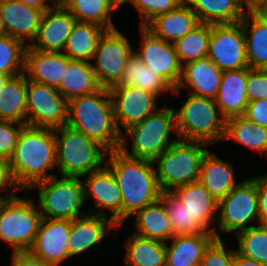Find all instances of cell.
<instances>
[{"instance_id":"obj_53","label":"cell","mask_w":267,"mask_h":266,"mask_svg":"<svg viewBox=\"0 0 267 266\" xmlns=\"http://www.w3.org/2000/svg\"><path fill=\"white\" fill-rule=\"evenodd\" d=\"M260 16L267 21V0L263 1L256 9H254Z\"/></svg>"},{"instance_id":"obj_8","label":"cell","mask_w":267,"mask_h":266,"mask_svg":"<svg viewBox=\"0 0 267 266\" xmlns=\"http://www.w3.org/2000/svg\"><path fill=\"white\" fill-rule=\"evenodd\" d=\"M39 189L38 202L42 218L74 220L88 214L81 211L85 203L84 184L80 177H51L33 185Z\"/></svg>"},{"instance_id":"obj_45","label":"cell","mask_w":267,"mask_h":266,"mask_svg":"<svg viewBox=\"0 0 267 266\" xmlns=\"http://www.w3.org/2000/svg\"><path fill=\"white\" fill-rule=\"evenodd\" d=\"M248 101L267 99V70L247 67Z\"/></svg>"},{"instance_id":"obj_41","label":"cell","mask_w":267,"mask_h":266,"mask_svg":"<svg viewBox=\"0 0 267 266\" xmlns=\"http://www.w3.org/2000/svg\"><path fill=\"white\" fill-rule=\"evenodd\" d=\"M27 45L9 35L0 38V74L15 76L24 71ZM22 70H19V69Z\"/></svg>"},{"instance_id":"obj_19","label":"cell","mask_w":267,"mask_h":266,"mask_svg":"<svg viewBox=\"0 0 267 266\" xmlns=\"http://www.w3.org/2000/svg\"><path fill=\"white\" fill-rule=\"evenodd\" d=\"M222 73L208 57L188 62L182 66L180 82L172 94L179 95L182 87H189L192 95L215 99L220 89Z\"/></svg>"},{"instance_id":"obj_7","label":"cell","mask_w":267,"mask_h":266,"mask_svg":"<svg viewBox=\"0 0 267 266\" xmlns=\"http://www.w3.org/2000/svg\"><path fill=\"white\" fill-rule=\"evenodd\" d=\"M175 114L180 140L202 141L209 145L223 140L226 118L221 115L215 99L189 94Z\"/></svg>"},{"instance_id":"obj_46","label":"cell","mask_w":267,"mask_h":266,"mask_svg":"<svg viewBox=\"0 0 267 266\" xmlns=\"http://www.w3.org/2000/svg\"><path fill=\"white\" fill-rule=\"evenodd\" d=\"M243 116L267 128V99L250 101Z\"/></svg>"},{"instance_id":"obj_30","label":"cell","mask_w":267,"mask_h":266,"mask_svg":"<svg viewBox=\"0 0 267 266\" xmlns=\"http://www.w3.org/2000/svg\"><path fill=\"white\" fill-rule=\"evenodd\" d=\"M197 15L199 22L231 24L240 22L246 10L242 0H185Z\"/></svg>"},{"instance_id":"obj_27","label":"cell","mask_w":267,"mask_h":266,"mask_svg":"<svg viewBox=\"0 0 267 266\" xmlns=\"http://www.w3.org/2000/svg\"><path fill=\"white\" fill-rule=\"evenodd\" d=\"M233 167L210 151L203 158L199 181L217 202L241 183H237Z\"/></svg>"},{"instance_id":"obj_56","label":"cell","mask_w":267,"mask_h":266,"mask_svg":"<svg viewBox=\"0 0 267 266\" xmlns=\"http://www.w3.org/2000/svg\"><path fill=\"white\" fill-rule=\"evenodd\" d=\"M9 199L8 194L4 197H2V195L0 196V210L2 208V206L4 205V203L6 202V200Z\"/></svg>"},{"instance_id":"obj_43","label":"cell","mask_w":267,"mask_h":266,"mask_svg":"<svg viewBox=\"0 0 267 266\" xmlns=\"http://www.w3.org/2000/svg\"><path fill=\"white\" fill-rule=\"evenodd\" d=\"M25 125L0 120V159L9 161L12 158L20 132Z\"/></svg>"},{"instance_id":"obj_17","label":"cell","mask_w":267,"mask_h":266,"mask_svg":"<svg viewBox=\"0 0 267 266\" xmlns=\"http://www.w3.org/2000/svg\"><path fill=\"white\" fill-rule=\"evenodd\" d=\"M70 221L42 218L29 252L53 266L69 258Z\"/></svg>"},{"instance_id":"obj_18","label":"cell","mask_w":267,"mask_h":266,"mask_svg":"<svg viewBox=\"0 0 267 266\" xmlns=\"http://www.w3.org/2000/svg\"><path fill=\"white\" fill-rule=\"evenodd\" d=\"M76 18L61 3H56L42 15L39 31L29 46L43 52H62Z\"/></svg>"},{"instance_id":"obj_23","label":"cell","mask_w":267,"mask_h":266,"mask_svg":"<svg viewBox=\"0 0 267 266\" xmlns=\"http://www.w3.org/2000/svg\"><path fill=\"white\" fill-rule=\"evenodd\" d=\"M221 115L226 119L244 115L249 103L247 96V68L222 73L220 89L215 98Z\"/></svg>"},{"instance_id":"obj_28","label":"cell","mask_w":267,"mask_h":266,"mask_svg":"<svg viewBox=\"0 0 267 266\" xmlns=\"http://www.w3.org/2000/svg\"><path fill=\"white\" fill-rule=\"evenodd\" d=\"M240 22L245 33L249 68L267 70V21L255 10H247Z\"/></svg>"},{"instance_id":"obj_44","label":"cell","mask_w":267,"mask_h":266,"mask_svg":"<svg viewBox=\"0 0 267 266\" xmlns=\"http://www.w3.org/2000/svg\"><path fill=\"white\" fill-rule=\"evenodd\" d=\"M235 249L227 250L221 239H215L206 249L200 266H234Z\"/></svg>"},{"instance_id":"obj_4","label":"cell","mask_w":267,"mask_h":266,"mask_svg":"<svg viewBox=\"0 0 267 266\" xmlns=\"http://www.w3.org/2000/svg\"><path fill=\"white\" fill-rule=\"evenodd\" d=\"M158 108L141 122L128 127L121 133L120 150L133 158L154 161L167 148L179 140L176 127V114L173 107ZM173 132L177 140L170 141L169 133ZM127 135V136H126ZM133 140L131 152L128 139Z\"/></svg>"},{"instance_id":"obj_12","label":"cell","mask_w":267,"mask_h":266,"mask_svg":"<svg viewBox=\"0 0 267 266\" xmlns=\"http://www.w3.org/2000/svg\"><path fill=\"white\" fill-rule=\"evenodd\" d=\"M67 119L68 101L59 90L27 79V125L56 129Z\"/></svg>"},{"instance_id":"obj_20","label":"cell","mask_w":267,"mask_h":266,"mask_svg":"<svg viewBox=\"0 0 267 266\" xmlns=\"http://www.w3.org/2000/svg\"><path fill=\"white\" fill-rule=\"evenodd\" d=\"M70 60L63 52H43L27 46L24 73L29 80L58 89Z\"/></svg>"},{"instance_id":"obj_50","label":"cell","mask_w":267,"mask_h":266,"mask_svg":"<svg viewBox=\"0 0 267 266\" xmlns=\"http://www.w3.org/2000/svg\"><path fill=\"white\" fill-rule=\"evenodd\" d=\"M16 1L21 2L29 7L42 10L43 12L52 8L57 3L55 0H16ZM46 1H50L52 3L51 6L47 4Z\"/></svg>"},{"instance_id":"obj_42","label":"cell","mask_w":267,"mask_h":266,"mask_svg":"<svg viewBox=\"0 0 267 266\" xmlns=\"http://www.w3.org/2000/svg\"><path fill=\"white\" fill-rule=\"evenodd\" d=\"M185 0H125L123 4L131 3L136 7L142 21L140 27H145L156 16L177 8Z\"/></svg>"},{"instance_id":"obj_5","label":"cell","mask_w":267,"mask_h":266,"mask_svg":"<svg viewBox=\"0 0 267 266\" xmlns=\"http://www.w3.org/2000/svg\"><path fill=\"white\" fill-rule=\"evenodd\" d=\"M56 166L64 177H84L103 166L108 150L68 125L54 129ZM105 157V158H104Z\"/></svg>"},{"instance_id":"obj_29","label":"cell","mask_w":267,"mask_h":266,"mask_svg":"<svg viewBox=\"0 0 267 266\" xmlns=\"http://www.w3.org/2000/svg\"><path fill=\"white\" fill-rule=\"evenodd\" d=\"M0 120L27 125V77L11 76L0 90Z\"/></svg>"},{"instance_id":"obj_35","label":"cell","mask_w":267,"mask_h":266,"mask_svg":"<svg viewBox=\"0 0 267 266\" xmlns=\"http://www.w3.org/2000/svg\"><path fill=\"white\" fill-rule=\"evenodd\" d=\"M80 22H91L110 30L116 28L112 14L121 6L117 0H63L61 2Z\"/></svg>"},{"instance_id":"obj_10","label":"cell","mask_w":267,"mask_h":266,"mask_svg":"<svg viewBox=\"0 0 267 266\" xmlns=\"http://www.w3.org/2000/svg\"><path fill=\"white\" fill-rule=\"evenodd\" d=\"M219 216L217 224L220 233H238L259 225L258 193L256 177H250L234 187L218 202Z\"/></svg>"},{"instance_id":"obj_14","label":"cell","mask_w":267,"mask_h":266,"mask_svg":"<svg viewBox=\"0 0 267 266\" xmlns=\"http://www.w3.org/2000/svg\"><path fill=\"white\" fill-rule=\"evenodd\" d=\"M86 176L85 180H82L85 200L92 198L94 207L97 208L95 211L89 209V213L107 216L104 209H108L112 212L110 218L120 228L123 224V199L114 174L106 165Z\"/></svg>"},{"instance_id":"obj_3","label":"cell","mask_w":267,"mask_h":266,"mask_svg":"<svg viewBox=\"0 0 267 266\" xmlns=\"http://www.w3.org/2000/svg\"><path fill=\"white\" fill-rule=\"evenodd\" d=\"M67 125L99 142L108 151L117 150L121 144L109 89L72 98L68 101Z\"/></svg>"},{"instance_id":"obj_32","label":"cell","mask_w":267,"mask_h":266,"mask_svg":"<svg viewBox=\"0 0 267 266\" xmlns=\"http://www.w3.org/2000/svg\"><path fill=\"white\" fill-rule=\"evenodd\" d=\"M135 235L166 243L174 236L164 203L158 201L145 206L135 214Z\"/></svg>"},{"instance_id":"obj_25","label":"cell","mask_w":267,"mask_h":266,"mask_svg":"<svg viewBox=\"0 0 267 266\" xmlns=\"http://www.w3.org/2000/svg\"><path fill=\"white\" fill-rule=\"evenodd\" d=\"M166 243V266H200L206 249L216 239L214 232L174 235Z\"/></svg>"},{"instance_id":"obj_22","label":"cell","mask_w":267,"mask_h":266,"mask_svg":"<svg viewBox=\"0 0 267 266\" xmlns=\"http://www.w3.org/2000/svg\"><path fill=\"white\" fill-rule=\"evenodd\" d=\"M118 225L108 216L86 214L70 221V235L68 241L69 257L89 250L101 242L110 228Z\"/></svg>"},{"instance_id":"obj_36","label":"cell","mask_w":267,"mask_h":266,"mask_svg":"<svg viewBox=\"0 0 267 266\" xmlns=\"http://www.w3.org/2000/svg\"><path fill=\"white\" fill-rule=\"evenodd\" d=\"M125 264L128 266H166V243L143 238L134 233L125 244Z\"/></svg>"},{"instance_id":"obj_34","label":"cell","mask_w":267,"mask_h":266,"mask_svg":"<svg viewBox=\"0 0 267 266\" xmlns=\"http://www.w3.org/2000/svg\"><path fill=\"white\" fill-rule=\"evenodd\" d=\"M106 30L95 23L76 21L63 53L71 60H93L99 39Z\"/></svg>"},{"instance_id":"obj_21","label":"cell","mask_w":267,"mask_h":266,"mask_svg":"<svg viewBox=\"0 0 267 266\" xmlns=\"http://www.w3.org/2000/svg\"><path fill=\"white\" fill-rule=\"evenodd\" d=\"M43 11L29 7L16 0L0 1V17L7 35L21 40L27 46L37 37ZM26 38L31 43L26 41Z\"/></svg>"},{"instance_id":"obj_31","label":"cell","mask_w":267,"mask_h":266,"mask_svg":"<svg viewBox=\"0 0 267 266\" xmlns=\"http://www.w3.org/2000/svg\"><path fill=\"white\" fill-rule=\"evenodd\" d=\"M100 88L90 61L70 60L58 90L69 101L78 96L94 93Z\"/></svg>"},{"instance_id":"obj_9","label":"cell","mask_w":267,"mask_h":266,"mask_svg":"<svg viewBox=\"0 0 267 266\" xmlns=\"http://www.w3.org/2000/svg\"><path fill=\"white\" fill-rule=\"evenodd\" d=\"M33 199L15 196L0 210V240L11 245L13 252L29 251L34 243L42 215Z\"/></svg>"},{"instance_id":"obj_52","label":"cell","mask_w":267,"mask_h":266,"mask_svg":"<svg viewBox=\"0 0 267 266\" xmlns=\"http://www.w3.org/2000/svg\"><path fill=\"white\" fill-rule=\"evenodd\" d=\"M263 1L265 0H242L244 6L247 7L248 10L256 9Z\"/></svg>"},{"instance_id":"obj_2","label":"cell","mask_w":267,"mask_h":266,"mask_svg":"<svg viewBox=\"0 0 267 266\" xmlns=\"http://www.w3.org/2000/svg\"><path fill=\"white\" fill-rule=\"evenodd\" d=\"M105 164L114 174L123 199V223L145 206L158 201L160 189L154 162L133 158L120 149L109 151Z\"/></svg>"},{"instance_id":"obj_54","label":"cell","mask_w":267,"mask_h":266,"mask_svg":"<svg viewBox=\"0 0 267 266\" xmlns=\"http://www.w3.org/2000/svg\"><path fill=\"white\" fill-rule=\"evenodd\" d=\"M10 77V75L0 74V90L4 87Z\"/></svg>"},{"instance_id":"obj_26","label":"cell","mask_w":267,"mask_h":266,"mask_svg":"<svg viewBox=\"0 0 267 266\" xmlns=\"http://www.w3.org/2000/svg\"><path fill=\"white\" fill-rule=\"evenodd\" d=\"M172 193L192 213L194 219H198L210 232H214L217 239H221L216 227L211 228L215 217L217 221L218 202L200 181L178 187Z\"/></svg>"},{"instance_id":"obj_13","label":"cell","mask_w":267,"mask_h":266,"mask_svg":"<svg viewBox=\"0 0 267 266\" xmlns=\"http://www.w3.org/2000/svg\"><path fill=\"white\" fill-rule=\"evenodd\" d=\"M208 58L221 71L249 67L246 59L245 33L241 22L211 24Z\"/></svg>"},{"instance_id":"obj_59","label":"cell","mask_w":267,"mask_h":266,"mask_svg":"<svg viewBox=\"0 0 267 266\" xmlns=\"http://www.w3.org/2000/svg\"><path fill=\"white\" fill-rule=\"evenodd\" d=\"M57 3H61L63 0H55Z\"/></svg>"},{"instance_id":"obj_37","label":"cell","mask_w":267,"mask_h":266,"mask_svg":"<svg viewBox=\"0 0 267 266\" xmlns=\"http://www.w3.org/2000/svg\"><path fill=\"white\" fill-rule=\"evenodd\" d=\"M233 140L256 150L267 158V128L248 120L243 115L226 119L223 140Z\"/></svg>"},{"instance_id":"obj_39","label":"cell","mask_w":267,"mask_h":266,"mask_svg":"<svg viewBox=\"0 0 267 266\" xmlns=\"http://www.w3.org/2000/svg\"><path fill=\"white\" fill-rule=\"evenodd\" d=\"M211 24L200 22L174 43L180 64L208 57Z\"/></svg>"},{"instance_id":"obj_33","label":"cell","mask_w":267,"mask_h":266,"mask_svg":"<svg viewBox=\"0 0 267 266\" xmlns=\"http://www.w3.org/2000/svg\"><path fill=\"white\" fill-rule=\"evenodd\" d=\"M133 86L152 92L158 97L173 91V88L158 74L154 73L133 51L127 60V65L122 73L120 81L113 87Z\"/></svg>"},{"instance_id":"obj_11","label":"cell","mask_w":267,"mask_h":266,"mask_svg":"<svg viewBox=\"0 0 267 266\" xmlns=\"http://www.w3.org/2000/svg\"><path fill=\"white\" fill-rule=\"evenodd\" d=\"M133 51L130 40L117 28L106 30L102 34L93 56L96 62L92 64L102 88L110 89L120 81Z\"/></svg>"},{"instance_id":"obj_48","label":"cell","mask_w":267,"mask_h":266,"mask_svg":"<svg viewBox=\"0 0 267 266\" xmlns=\"http://www.w3.org/2000/svg\"><path fill=\"white\" fill-rule=\"evenodd\" d=\"M259 222L267 220V174L256 177Z\"/></svg>"},{"instance_id":"obj_49","label":"cell","mask_w":267,"mask_h":266,"mask_svg":"<svg viewBox=\"0 0 267 266\" xmlns=\"http://www.w3.org/2000/svg\"><path fill=\"white\" fill-rule=\"evenodd\" d=\"M12 266H53L45 263L29 251L13 252Z\"/></svg>"},{"instance_id":"obj_15","label":"cell","mask_w":267,"mask_h":266,"mask_svg":"<svg viewBox=\"0 0 267 266\" xmlns=\"http://www.w3.org/2000/svg\"><path fill=\"white\" fill-rule=\"evenodd\" d=\"M140 31L143 42L135 53L148 68L175 89L181 79L182 65L174 44L154 36L145 27H140Z\"/></svg>"},{"instance_id":"obj_55","label":"cell","mask_w":267,"mask_h":266,"mask_svg":"<svg viewBox=\"0 0 267 266\" xmlns=\"http://www.w3.org/2000/svg\"><path fill=\"white\" fill-rule=\"evenodd\" d=\"M4 36H7V30L5 28L3 20L0 17V38Z\"/></svg>"},{"instance_id":"obj_47","label":"cell","mask_w":267,"mask_h":266,"mask_svg":"<svg viewBox=\"0 0 267 266\" xmlns=\"http://www.w3.org/2000/svg\"><path fill=\"white\" fill-rule=\"evenodd\" d=\"M12 188V190H11ZM11 190V192L9 191ZM6 192L9 193V198H13L16 195L13 193H16L17 191H21L20 188L15 183V180L13 178L9 161L0 159V192Z\"/></svg>"},{"instance_id":"obj_51","label":"cell","mask_w":267,"mask_h":266,"mask_svg":"<svg viewBox=\"0 0 267 266\" xmlns=\"http://www.w3.org/2000/svg\"><path fill=\"white\" fill-rule=\"evenodd\" d=\"M234 266H265V265L260 264L259 262L255 261L251 258L245 257L235 250Z\"/></svg>"},{"instance_id":"obj_58","label":"cell","mask_w":267,"mask_h":266,"mask_svg":"<svg viewBox=\"0 0 267 266\" xmlns=\"http://www.w3.org/2000/svg\"><path fill=\"white\" fill-rule=\"evenodd\" d=\"M120 4H122L125 0H117Z\"/></svg>"},{"instance_id":"obj_40","label":"cell","mask_w":267,"mask_h":266,"mask_svg":"<svg viewBox=\"0 0 267 266\" xmlns=\"http://www.w3.org/2000/svg\"><path fill=\"white\" fill-rule=\"evenodd\" d=\"M236 237L238 253L267 266V233L260 225L241 230Z\"/></svg>"},{"instance_id":"obj_38","label":"cell","mask_w":267,"mask_h":266,"mask_svg":"<svg viewBox=\"0 0 267 266\" xmlns=\"http://www.w3.org/2000/svg\"><path fill=\"white\" fill-rule=\"evenodd\" d=\"M160 200L164 203L174 235H193L210 232L172 193H162Z\"/></svg>"},{"instance_id":"obj_24","label":"cell","mask_w":267,"mask_h":266,"mask_svg":"<svg viewBox=\"0 0 267 266\" xmlns=\"http://www.w3.org/2000/svg\"><path fill=\"white\" fill-rule=\"evenodd\" d=\"M199 23L195 12L184 1L177 8L156 16L145 28L154 36L174 44Z\"/></svg>"},{"instance_id":"obj_1","label":"cell","mask_w":267,"mask_h":266,"mask_svg":"<svg viewBox=\"0 0 267 266\" xmlns=\"http://www.w3.org/2000/svg\"><path fill=\"white\" fill-rule=\"evenodd\" d=\"M56 137L54 129L25 125L19 135L9 166L21 191L38 182L57 176L48 173L56 166Z\"/></svg>"},{"instance_id":"obj_16","label":"cell","mask_w":267,"mask_h":266,"mask_svg":"<svg viewBox=\"0 0 267 266\" xmlns=\"http://www.w3.org/2000/svg\"><path fill=\"white\" fill-rule=\"evenodd\" d=\"M109 92L112 99L115 122L121 133L120 126L126 130L158 109V96L138 87H111Z\"/></svg>"},{"instance_id":"obj_6","label":"cell","mask_w":267,"mask_h":266,"mask_svg":"<svg viewBox=\"0 0 267 266\" xmlns=\"http://www.w3.org/2000/svg\"><path fill=\"white\" fill-rule=\"evenodd\" d=\"M209 144L202 141L178 140L153 162L157 163V180L162 193L199 181L204 156ZM206 147V148H205Z\"/></svg>"},{"instance_id":"obj_57","label":"cell","mask_w":267,"mask_h":266,"mask_svg":"<svg viewBox=\"0 0 267 266\" xmlns=\"http://www.w3.org/2000/svg\"><path fill=\"white\" fill-rule=\"evenodd\" d=\"M259 225L264 229V231L267 233V220H262L259 222Z\"/></svg>"}]
</instances>
